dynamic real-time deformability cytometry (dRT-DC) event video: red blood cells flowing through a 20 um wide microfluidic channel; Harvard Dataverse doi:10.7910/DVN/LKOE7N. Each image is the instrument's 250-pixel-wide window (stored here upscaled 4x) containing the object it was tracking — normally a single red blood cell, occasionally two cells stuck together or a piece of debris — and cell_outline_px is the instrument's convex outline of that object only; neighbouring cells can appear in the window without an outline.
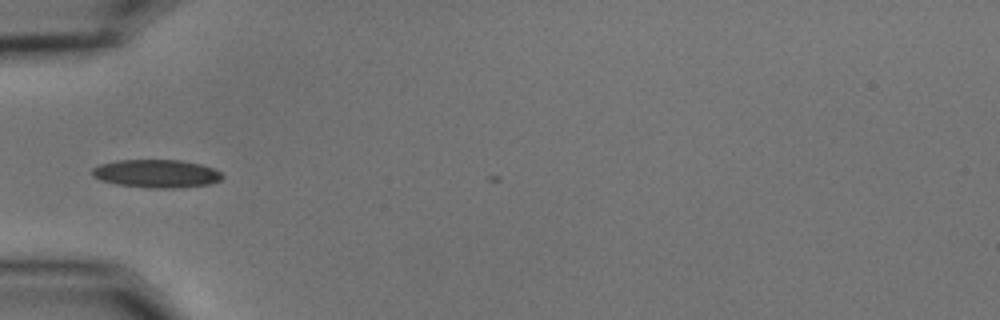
{"species": "common noctule bat (a hibernating species)", "species_latin": "Nyctalus noctula", "temperature_condition": "cold", "stored_images_in_passage": 2, "camera_frame_rate_fps": 3000, "um_per_image_px": 0.085, "animal": {"sex": "male", "body_mass_g": 15.6}, "frame": {"image": 1, "passage_image": 1, "time_ms": 0.0, "image_size_px": [1000, 320], "cell_outline_px": [[224, 176], [220, 180], [208, 184], [180, 188], [152, 188], [116, 184], [100, 180], [92, 176], [92, 168], [100, 164], [116, 160], [180, 160], [200, 164], [212, 168], [220, 172]], "centroid_in_image_um": [13.28, 14.76], "position_along_channel_um": 71.7, "area_um2": 21.33}}